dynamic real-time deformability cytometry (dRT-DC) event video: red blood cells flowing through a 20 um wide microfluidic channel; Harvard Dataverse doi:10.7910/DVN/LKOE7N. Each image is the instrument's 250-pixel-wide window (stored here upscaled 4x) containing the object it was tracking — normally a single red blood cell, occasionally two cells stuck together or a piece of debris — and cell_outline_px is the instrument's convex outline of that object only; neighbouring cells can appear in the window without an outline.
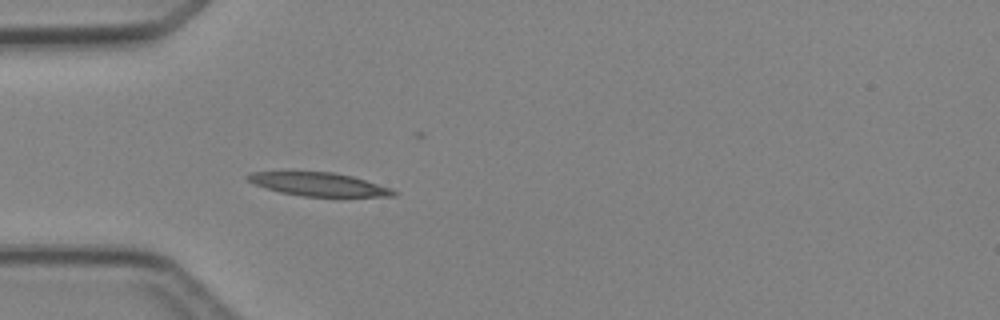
{"species": "Egyptian fruit bat (a non-hibernating species)", "species_latin": "Rousettus aegyptiacus", "temperature_condition": "cold", "stored_images_in_passage": 5, "camera_frame_rate_fps": 3000, "um_per_image_px": 0.085, "animal": {"sex": "female"}, "frame": {"image": 1, "passage_image": 4, "time_ms": 4.667, "image_size_px": [1000, 320], "cell_outline_px": [[400, 192], [396, 196], [304, 196], [280, 192], [256, 184], [248, 180], [244, 176], [248, 172], [288, 168], [332, 172], [352, 176], [392, 188]], "centroid_in_image_um": [26.99, 15.59], "position_along_channel_um": 58.0, "area_um2": 20.87}}